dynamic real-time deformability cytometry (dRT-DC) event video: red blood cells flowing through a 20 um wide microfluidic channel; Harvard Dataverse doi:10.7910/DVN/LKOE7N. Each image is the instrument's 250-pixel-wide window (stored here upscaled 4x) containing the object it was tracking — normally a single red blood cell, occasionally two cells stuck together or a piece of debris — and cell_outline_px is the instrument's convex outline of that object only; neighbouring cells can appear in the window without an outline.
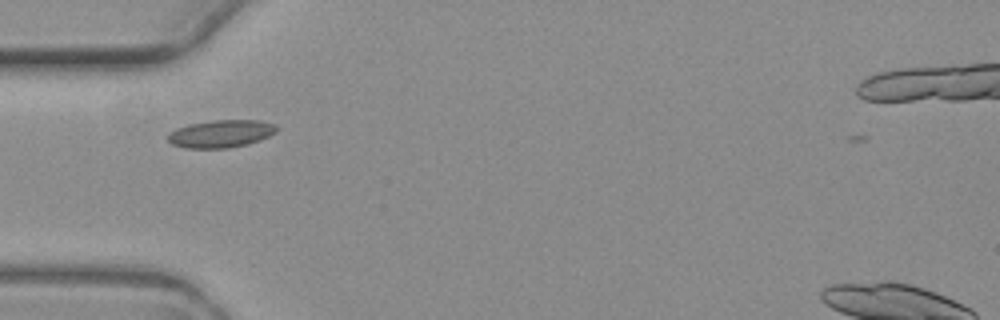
{"species": "common noctule bat (a hibernating species)", "species_latin": "Nyctalus noctula", "temperature_condition": "warm", "stored_images_in_passage": 4, "camera_frame_rate_fps": 3000, "um_per_image_px": 0.085, "animal": {"sex": "female", "body_mass_g": 19.3, "forearm_length_mm": 54.1}, "frame": {"image": 1, "passage_image": 1, "time_ms": 0.0, "image_size_px": [1000, 320], "cell_outline_px": [[280, 128], [276, 132], [260, 140], [248, 144], [228, 148], [184, 148], [172, 144], [168, 140], [168, 132], [176, 128], [188, 124], [212, 120], [260, 120], [276, 124]], "centroid_in_image_um": [18.79, 11.36], "position_along_channel_um": 66.2, "area_um2": 17.74}}
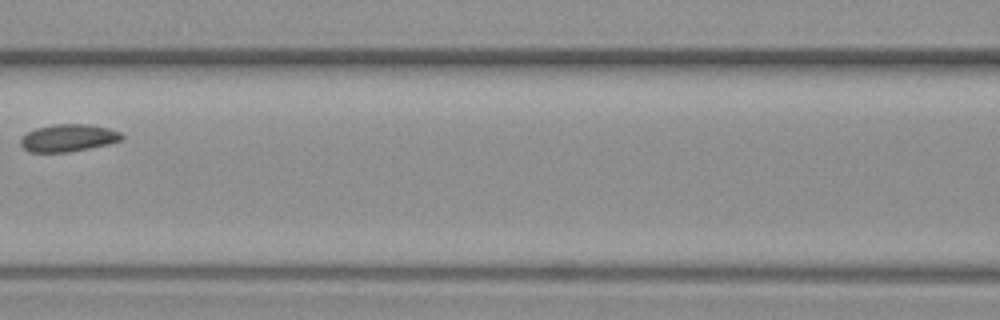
{"frame": {"image": 2, "passage_image": 3, "time_ms": 2.667, "image_size_px": [1000, 320], "cell_outline_px": [[124, 140], [108, 144], [68, 152], [28, 152], [20, 144], [20, 140], [28, 132], [36, 128], [52, 124], [88, 124], [108, 128], [120, 132], [124, 136]], "centroid_in_image_um": [5.82, 11.72], "position_along_channel_um": 160.8, "area_um2": 16.13}}
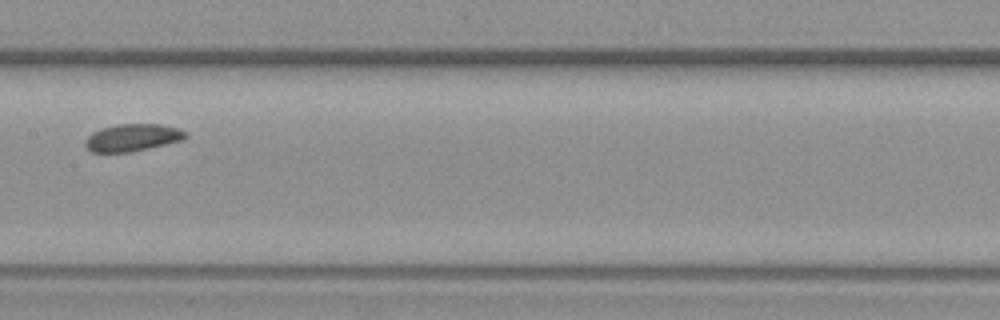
{"frame": {"image": 3, "passage_image": 4, "time_ms": 3.667, "image_size_px": [1000, 320], "cell_outline_px": [[188, 136], [184, 140], [148, 148], [128, 152], [92, 152], [84, 144], [84, 140], [92, 132], [100, 128], [116, 124], [160, 124], [176, 128], [188, 132]], "centroid_in_image_um": [11.26, 11.68], "position_along_channel_um": 196.1, "area_um2": 16.01}}